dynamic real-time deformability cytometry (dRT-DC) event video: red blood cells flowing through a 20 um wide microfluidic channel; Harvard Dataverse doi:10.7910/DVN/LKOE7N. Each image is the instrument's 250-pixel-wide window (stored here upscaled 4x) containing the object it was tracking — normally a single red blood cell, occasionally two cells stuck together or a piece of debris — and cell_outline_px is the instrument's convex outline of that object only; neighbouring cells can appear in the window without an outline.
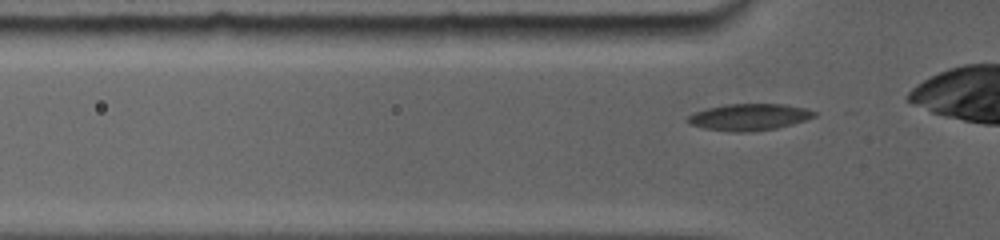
{"species": "common noctule bat (a hibernating species)", "species_latin": "Nyctalus noctula", "temperature_condition": "room temperature", "stored_images_in_passage": 40, "camera_frame_rate_fps": 5000, "um_per_image_px": 0.085, "animal": {"sex": "female", "body_mass_g": 19.0, "forearm_length_mm": 56.7}, "frame": {"image": 1, "passage_image": 4, "time_ms": 0.6, "image_size_px": [1000, 240], "cell_outline_px": [[816, 116], [804, 120], [776, 128], [708, 128], [692, 124], [688, 120], [688, 116], [692, 112], [724, 104], [784, 104], [804, 108], [816, 112]], "centroid_in_image_um": [63.72, 9.86], "position_along_channel_um": 62.1, "area_um2": 18.09}}
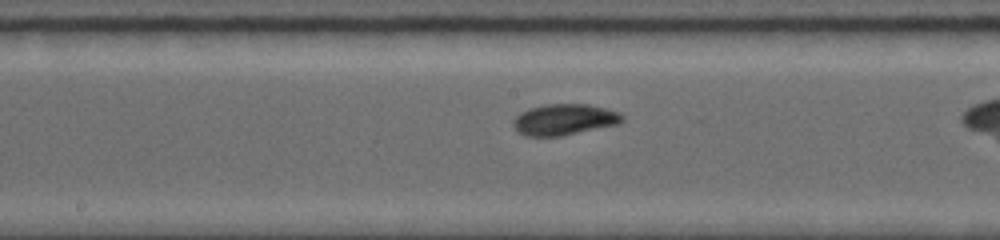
{"frame": {"image": 2, "passage_image": 19, "time_ms": 4.2, "image_size_px": [1000, 240], "cell_outline_px": [[624, 120], [616, 124], [560, 136], [528, 136], [520, 132], [512, 124], [512, 120], [520, 112], [528, 108], [548, 104], [588, 104], [620, 112], [624, 116]], "centroid_in_image_um": [47.95, 10.15], "position_along_channel_um": 200.3, "area_um2": 19.54}}
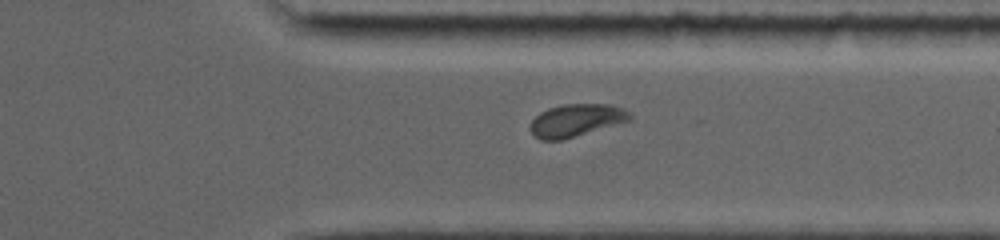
{"frame": {"image": 3, "passage_image": 30, "time_ms": 8.4, "image_size_px": [1000, 240], "cell_outline_px": [[632, 120], [564, 140], [540, 140], [532, 132], [532, 120], [540, 112], [548, 108], [564, 104], [608, 104], [624, 108], [632, 112]], "centroid_in_image_um": [49.04, 10.22], "position_along_channel_um": 362.4, "area_um2": 19.02}, "authors_computed_cell_mechanics": {"area_um2": 18.785, "velocity_mm_per_s": 3.852, "shape_relaxation_time_tau1_ms": 3.1771, "shape_relaxation_time_tau2_ms": 2.5965, "deformation_change_tau1": 0.1327, "deformation_change_tau2": 0.0594}}